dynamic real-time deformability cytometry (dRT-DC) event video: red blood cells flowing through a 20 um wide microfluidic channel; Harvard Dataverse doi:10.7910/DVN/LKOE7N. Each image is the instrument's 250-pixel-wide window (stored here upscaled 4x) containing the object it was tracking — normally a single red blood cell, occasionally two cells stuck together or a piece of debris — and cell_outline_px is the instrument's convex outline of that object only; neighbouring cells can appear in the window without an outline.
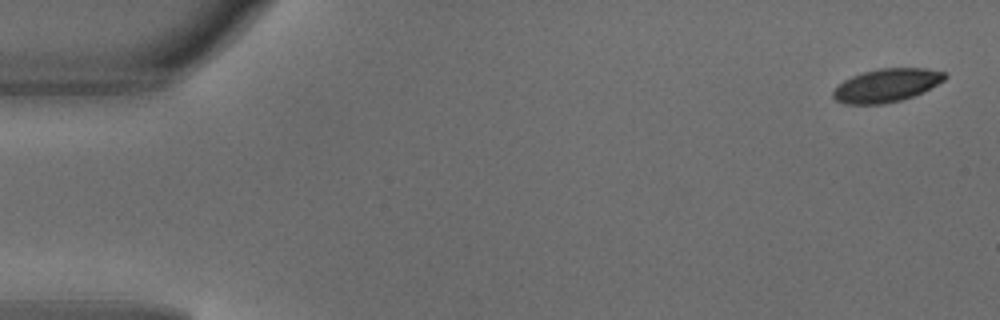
{"species": "common noctule bat (a hibernating species)", "species_latin": "Nyctalus noctula", "temperature_condition": "warm", "stored_images_in_passage": 4, "camera_frame_rate_fps": 3000, "um_per_image_px": 0.085, "animal": {"sex": "male", "body_mass_g": 18.8}, "frame": {"image": 1, "passage_image": 1, "time_ms": 0.0, "image_size_px": [1000, 320], "cell_outline_px": [[948, 76], [944, 80], [912, 96], [900, 100], [884, 104], [844, 104], [836, 100], [832, 96], [832, 92], [844, 80], [852, 76], [864, 72], [880, 68], [924, 68], [944, 72]], "centroid_in_image_um": [75.32, 7.25], "position_along_channel_um": 9.7, "area_um2": 21.33}}